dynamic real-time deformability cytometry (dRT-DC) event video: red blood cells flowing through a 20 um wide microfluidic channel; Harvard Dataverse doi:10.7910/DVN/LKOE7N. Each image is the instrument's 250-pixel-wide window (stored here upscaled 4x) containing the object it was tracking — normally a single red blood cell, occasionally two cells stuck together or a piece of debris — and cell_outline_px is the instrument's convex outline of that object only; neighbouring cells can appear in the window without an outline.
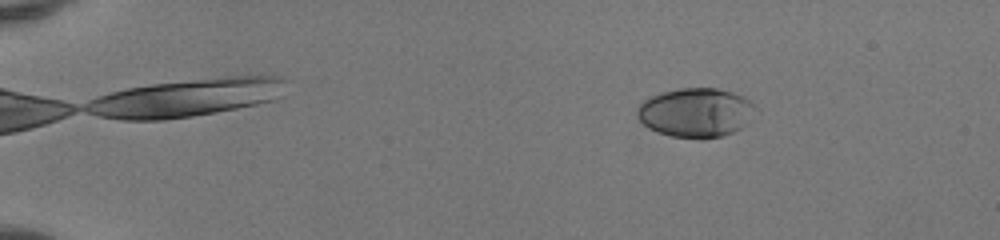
{"species": "human", "species_latin": "Homo sapiens", "temperature_condition": "room temperature", "stored_images_in_passage": 47, "camera_frame_rate_fps": 3000, "um_per_image_px": 0.085, "donor": {"sex": "female"}, "frame": {"image": 1, "passage_image": 5, "time_ms": 1.333, "image_size_px": [1000, 240], "cell_outline_px": [[756, 108], [744, 124], [740, 128], [732, 132], [720, 136], [704, 140], [672, 136], [648, 128], [636, 116], [636, 108], [644, 100], [652, 96], [664, 92], [680, 88], [716, 88], [732, 92], [744, 96]], "centroid_in_image_um": [59.11, 9.57], "position_along_channel_um": 25.9, "area_um2": 33.64}}
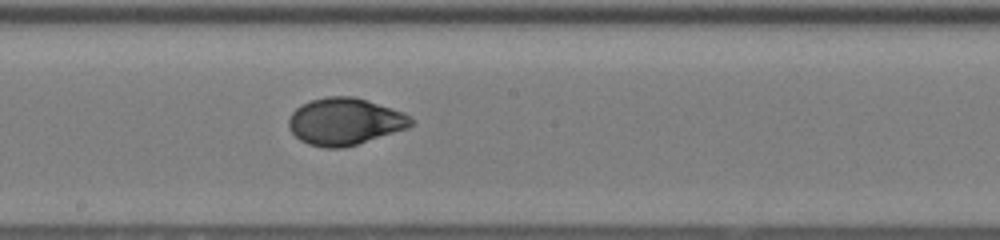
{"frame": {"image": 2, "passage_image": 27, "time_ms": 8.667, "image_size_px": [1000, 240], "cell_outline_px": [[416, 124], [408, 128], [344, 148], [324, 148], [308, 144], [300, 140], [288, 128], [288, 116], [300, 104], [312, 100], [328, 96], [352, 96], [404, 112], [416, 120]], "centroid_in_image_um": [29.31, 10.33], "position_along_channel_um": 218.9, "area_um2": 33.7}}
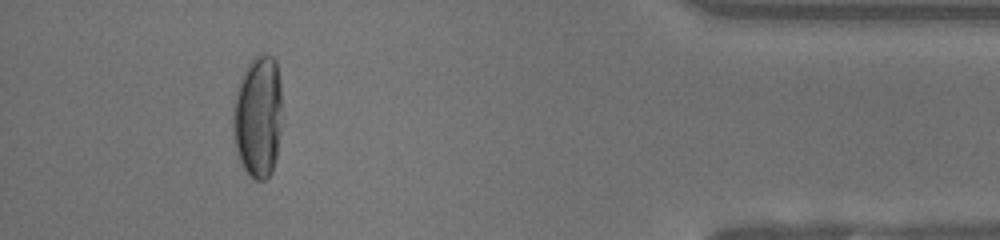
{"frame": {"image": 3, "passage_image": 44, "time_ms": 14.333, "image_size_px": [1000, 240], "cell_outline_px": [[284, 116], [276, 160], [272, 172], [264, 180], [256, 180], [244, 168], [236, 152], [232, 128], [232, 104], [236, 88], [248, 64], [256, 56], [272, 56], [276, 60], [280, 80]], "centroid_in_image_um": [21.96, 9.92], "position_along_channel_um": 413.2, "area_um2": 35.89}, "authors_computed_cell_mechanics": {"area_um2": 33.4084, "velocity_mm_per_s": 4.1731, "shape_relaxation_time_tau1_ms": 5.357, "shape_relaxation_time_tau2_ms": null, "deformation_change_tau1": 0.2459, "deformation_change_tau2": null}}